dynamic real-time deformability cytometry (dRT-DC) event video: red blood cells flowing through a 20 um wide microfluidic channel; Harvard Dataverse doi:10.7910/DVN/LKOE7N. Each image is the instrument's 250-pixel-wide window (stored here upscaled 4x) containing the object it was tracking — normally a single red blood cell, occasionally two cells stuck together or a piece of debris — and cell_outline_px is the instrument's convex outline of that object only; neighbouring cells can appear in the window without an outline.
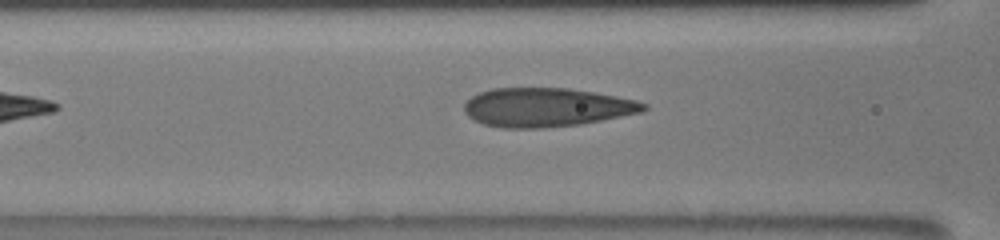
{"species": "human", "species_latin": "Homo sapiens", "temperature_condition": "room temperature", "stored_images_in_passage": 8, "camera_frame_rate_fps": 3000, "um_per_image_px": 0.085, "donor": {"sex": "male"}, "frame": {"image": 1, "passage_image": 6, "time_ms": 2.333, "image_size_px": [1000, 240], "cell_outline_px": [[648, 108], [640, 112], [580, 124], [536, 128], [504, 128], [484, 124], [468, 116], [464, 112], [464, 104], [472, 96], [480, 92], [492, 88], [568, 88], [616, 96], [636, 100], [648, 104]], "centroid_in_image_um": [46.43, 9.11], "position_along_channel_um": 120.2, "area_um2": 40.29}}